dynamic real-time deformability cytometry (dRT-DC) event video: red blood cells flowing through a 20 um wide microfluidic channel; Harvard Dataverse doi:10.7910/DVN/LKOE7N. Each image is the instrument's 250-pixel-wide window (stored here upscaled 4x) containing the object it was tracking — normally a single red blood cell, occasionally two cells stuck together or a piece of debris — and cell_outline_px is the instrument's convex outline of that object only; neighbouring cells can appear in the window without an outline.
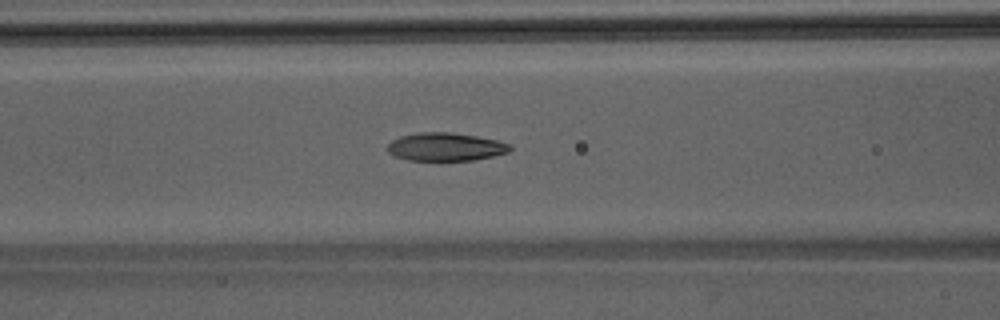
{"species": "Egyptian fruit bat (a non-hibernating species)", "species_latin": "Rousettus aegyptiacus", "temperature_condition": "room temperature", "stored_images_in_passage": 49, "segment_of_instrument_passage": [1, 2], "camera_frame_rate_fps": 3000, "um_per_image_px": 0.085, "animal": {"sex": "male"}, "frame": {"image": 1, "passage_image": 20, "time_ms": 6.333, "image_size_px": [1000, 320], "cell_outline_px": [[512, 148], [508, 152], [492, 156], [472, 160], [408, 160], [396, 156], [388, 152], [388, 144], [392, 140], [400, 136], [420, 132], [452, 132], [476, 136], [496, 140], [512, 144]], "centroid_in_image_um": [37.88, 12.47], "position_along_channel_um": 128.7, "area_um2": 20.0}}
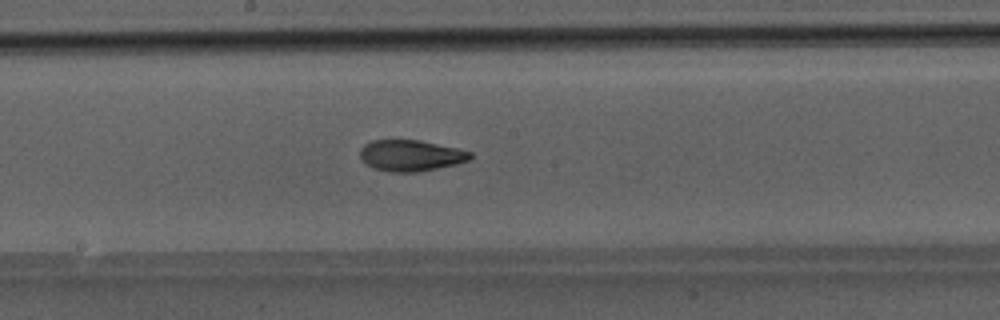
{"frame": {"image": 2, "passage_image": 26, "time_ms": 8.333, "image_size_px": [1000, 320], "cell_outline_px": [[472, 156], [468, 160], [456, 164], [416, 172], [388, 172], [364, 164], [360, 160], [360, 148], [364, 144], [372, 140], [420, 140], [456, 148], [472, 152]], "centroid_in_image_um": [34.86, 13.22], "position_along_channel_um": 213.3, "area_um2": 20.0}}
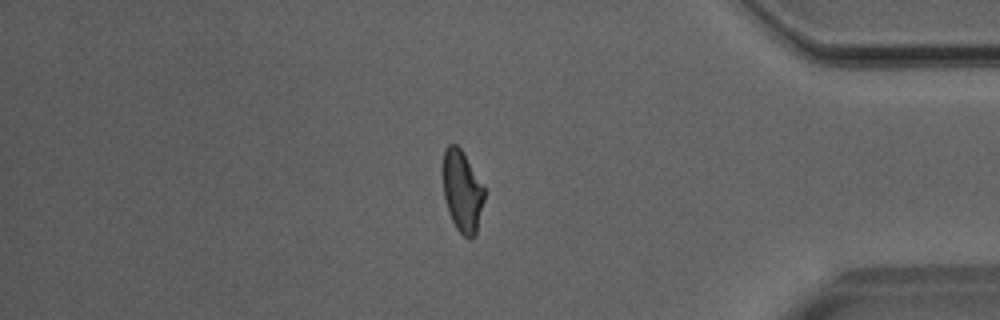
{"frame": {"image": 3, "passage_image": 41, "time_ms": 13.333, "image_size_px": [1000, 320], "cell_outline_px": [[484, 200], [476, 232], [468, 240], [456, 228], [448, 212], [444, 196], [440, 168], [444, 148], [448, 144], [456, 144], [460, 148], [484, 184]], "centroid_in_image_um": [39.24, 16.18], "position_along_channel_um": 396.0, "area_um2": 20.17}}